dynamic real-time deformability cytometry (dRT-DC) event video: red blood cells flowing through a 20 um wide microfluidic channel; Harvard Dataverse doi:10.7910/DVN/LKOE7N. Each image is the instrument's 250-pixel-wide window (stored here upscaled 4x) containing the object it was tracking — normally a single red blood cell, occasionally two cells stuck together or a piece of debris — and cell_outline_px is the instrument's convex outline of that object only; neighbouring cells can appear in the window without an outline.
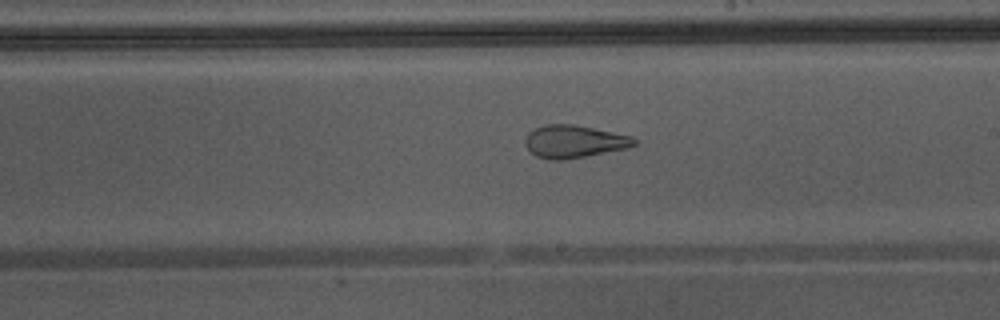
{"species": "Egyptian fruit bat (a non-hibernating species)", "species_latin": "Rousettus aegyptiacus", "temperature_condition": "warm", "stored_images_in_passage": 43, "camera_frame_rate_fps": 3000, "um_per_image_px": 0.085, "animal": {"sex": "male"}, "frame": {"image": 1, "passage_image": 25, "time_ms": 8.0, "image_size_px": [1000, 320], "cell_outline_px": [[636, 144], [628, 148], [584, 156], [560, 160], [552, 160], [536, 156], [528, 152], [524, 144], [524, 140], [528, 132], [544, 124], [572, 124], [632, 136], [636, 140]], "centroid_in_image_um": [48.74, 12.03], "position_along_channel_um": 240.3, "area_um2": 20.69}, "authors_computed_cell_mechanics": {"area_um2": 27.3972, "velocity_mm_per_s": 4.4351, "shape_relaxation_time_tau1_ms": null, "shape_relaxation_time_tau2_ms": 1.0325, "deformation_change_tau1": null, "deformation_change_tau2": 0.0987}}